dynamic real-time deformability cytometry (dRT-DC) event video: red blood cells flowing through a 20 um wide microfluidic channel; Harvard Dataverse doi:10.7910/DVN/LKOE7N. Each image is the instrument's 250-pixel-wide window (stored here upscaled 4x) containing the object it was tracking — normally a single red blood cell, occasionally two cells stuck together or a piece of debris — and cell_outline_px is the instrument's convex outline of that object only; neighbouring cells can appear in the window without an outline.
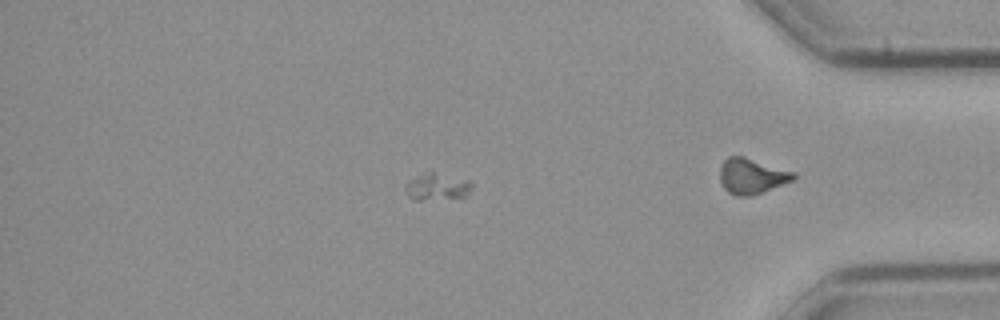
{"species": "common noctule bat (a hibernating species)", "species_latin": "Nyctalus noctula", "temperature_condition": "cold", "stored_images_in_passage": 40, "camera_frame_rate_fps": 3000, "um_per_image_px": 0.085, "animal": {"sex": "male", "body_mass_g": 23.1, "forearm_length_mm": 52.7}, "frame": {"image": 1, "passage_image": 31, "time_ms": 10.0, "image_size_px": [1000, 320], "cell_outline_px": [[472, 188], [464, 196], [420, 200], [412, 200], [408, 196], [404, 188], [404, 184], [408, 180], [432, 172], [468, 180], [472, 184]], "centroid_in_image_um": [37.1, 15.89], "position_along_channel_um": 398.1, "area_um2": 10.06}}